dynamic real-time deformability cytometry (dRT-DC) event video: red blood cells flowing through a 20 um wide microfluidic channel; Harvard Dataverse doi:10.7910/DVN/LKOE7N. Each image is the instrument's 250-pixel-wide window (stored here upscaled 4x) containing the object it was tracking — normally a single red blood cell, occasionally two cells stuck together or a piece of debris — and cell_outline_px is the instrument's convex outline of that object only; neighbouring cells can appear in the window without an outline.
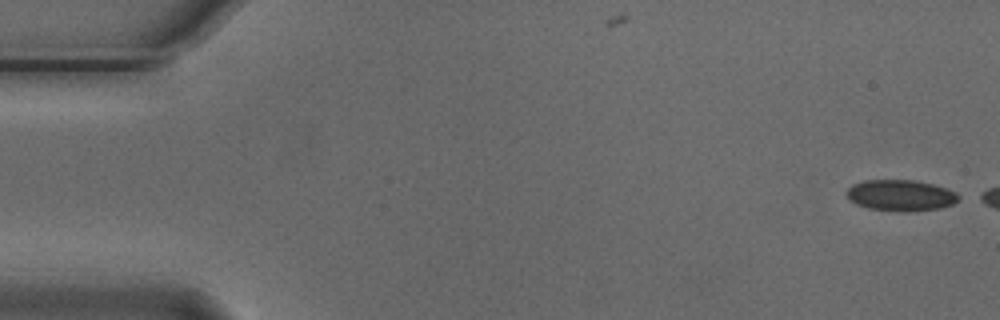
{"species": "Egyptian fruit bat (a non-hibernating species)", "species_latin": "Rousettus aegyptiacus", "temperature_condition": "cold", "stored_images_in_passage": 4, "camera_frame_rate_fps": 3000, "um_per_image_px": 0.085, "animal": {"sex": "male"}, "frame": {"image": 1, "passage_image": 1, "time_ms": 0.0, "image_size_px": [1000, 320], "cell_outline_px": [[964, 196], [960, 200], [952, 204], [940, 208], [868, 208], [856, 204], [848, 200], [844, 192], [852, 184], [864, 180], [916, 180], [948, 188]], "centroid_in_image_um": [76.55, 16.54], "position_along_channel_um": 8.4, "area_um2": 19.65}}